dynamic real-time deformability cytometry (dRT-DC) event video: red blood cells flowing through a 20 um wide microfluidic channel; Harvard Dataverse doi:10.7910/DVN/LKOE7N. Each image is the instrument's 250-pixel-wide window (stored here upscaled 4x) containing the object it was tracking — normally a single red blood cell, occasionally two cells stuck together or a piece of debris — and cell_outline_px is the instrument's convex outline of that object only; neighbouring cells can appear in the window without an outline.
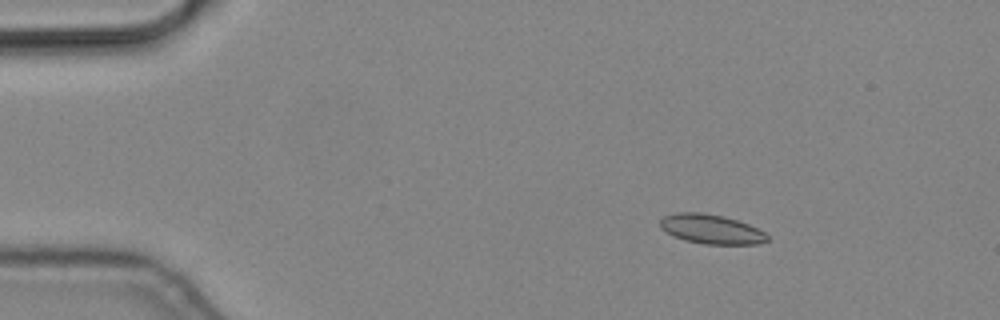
{"species": "common noctule bat (a hibernating species)", "species_latin": "Nyctalus noctula", "temperature_condition": "cold", "stored_images_in_passage": 7, "camera_frame_rate_fps": 3000, "um_per_image_px": 0.085, "animal": {"sex": "male", "body_mass_g": 19.2, "forearm_length_mm": 51.8}, "frame": {"image": 1, "passage_image": 3, "time_ms": 0.667, "image_size_px": [1000, 320], "cell_outline_px": [[768, 240], [760, 244], [704, 244], [684, 240], [672, 236], [660, 228], [660, 220], [664, 216], [676, 212], [700, 212], [724, 216], [748, 224], [764, 232], [768, 236]], "centroid_in_image_um": [60.42, 19.48], "position_along_channel_um": 24.6, "area_um2": 18.44}}
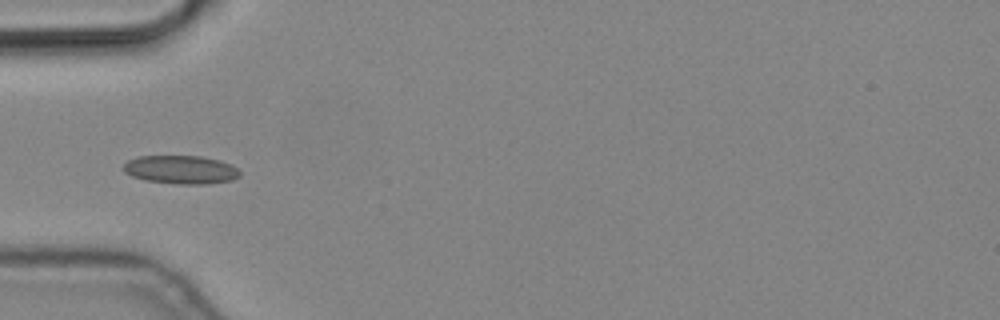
{"frame": {"image": 2, "passage_image": 6, "time_ms": 1.667, "image_size_px": [1000, 320], "cell_outline_px": [[240, 176], [232, 180], [204, 184], [176, 184], [144, 180], [132, 176], [124, 172], [120, 168], [128, 160], [136, 156], [200, 156], [220, 160], [232, 164], [240, 172]], "centroid_in_image_um": [15.34, 14.42], "position_along_channel_um": 69.7, "area_um2": 19.48}}
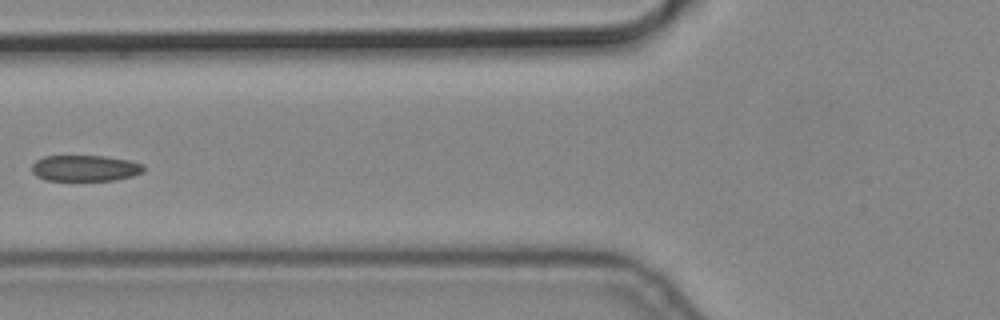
{"frame": {"image": 3, "passage_image": 7, "time_ms": 2.0, "image_size_px": [1000, 320], "cell_outline_px": [[144, 172], [132, 176], [116, 180], [44, 180], [36, 176], [32, 172], [32, 164], [36, 160], [44, 156], [104, 156], [128, 160], [144, 164]], "centroid_in_image_um": [7.23, 14.29], "position_along_channel_um": 118.6, "area_um2": 17.05}}